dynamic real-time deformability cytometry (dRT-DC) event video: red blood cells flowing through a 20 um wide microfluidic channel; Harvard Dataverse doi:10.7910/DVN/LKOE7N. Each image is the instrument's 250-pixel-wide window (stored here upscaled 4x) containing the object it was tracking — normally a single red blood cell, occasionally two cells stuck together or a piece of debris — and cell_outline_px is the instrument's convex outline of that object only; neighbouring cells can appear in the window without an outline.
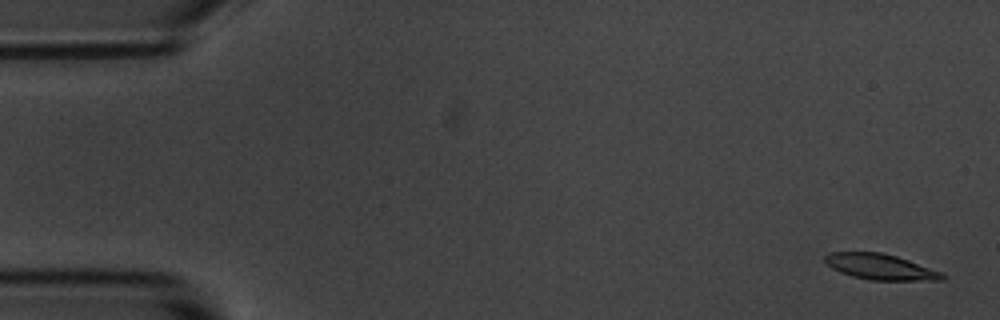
{"species": "common noctule bat (a hibernating species)", "species_latin": "Nyctalus noctula", "temperature_condition": "room temperature", "stored_images_in_passage": 5, "segment_of_instrument_passage": [1, 2], "camera_frame_rate_fps": 3000, "um_per_image_px": 0.085, "animal": {"sex": "male", "body_mass_g": 20.1, "forearm_length_mm": 53.5}, "frame": {"image": 1, "passage_image": 1, "time_ms": 0.0, "image_size_px": [1000, 320], "cell_outline_px": [[948, 276], [944, 280], [868, 280], [852, 276], [840, 272], [832, 268], [824, 260], [824, 256], [832, 252], [880, 252], [896, 256], [908, 260], [940, 272]], "centroid_in_image_um": [74.82, 22.68], "position_along_channel_um": 10.2, "area_um2": 17.4}}